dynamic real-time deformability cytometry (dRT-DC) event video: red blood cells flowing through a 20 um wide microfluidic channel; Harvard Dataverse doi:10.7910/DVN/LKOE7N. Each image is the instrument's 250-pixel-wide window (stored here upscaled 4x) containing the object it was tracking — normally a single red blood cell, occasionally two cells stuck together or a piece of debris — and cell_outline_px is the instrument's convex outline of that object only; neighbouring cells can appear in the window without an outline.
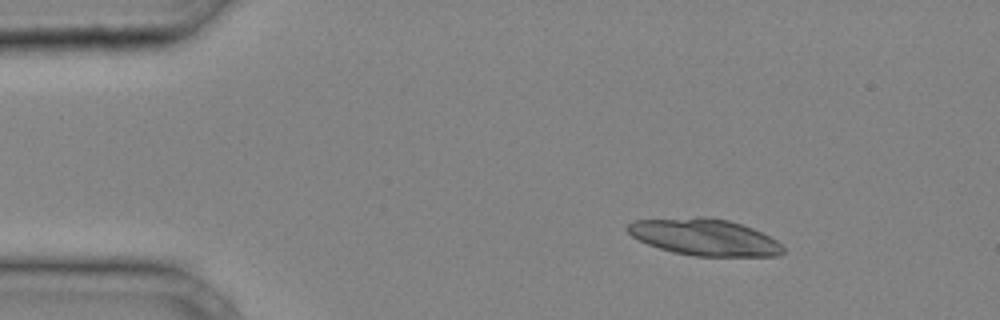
{"species": "common noctule bat (a hibernating species)", "species_latin": "Nyctalus noctula", "temperature_condition": "cold", "stored_images_in_passage": 33, "camera_frame_rate_fps": 3000, "um_per_image_px": 0.085, "animal": {"sex": "male", "body_mass_g": 20.4}, "frame": {"image": 1, "passage_image": 1, "time_ms": 0.0, "image_size_px": [1000, 320], "cell_outline_px": [[784, 252], [780, 256], [696, 256], [672, 252], [648, 244], [632, 236], [628, 232], [628, 224], [636, 220], [700, 216], [708, 216], [728, 220], [752, 228], [776, 240], [784, 248]], "centroid_in_image_um": [59.89, 20.15], "position_along_channel_um": 25.1, "area_um2": 33.12}}